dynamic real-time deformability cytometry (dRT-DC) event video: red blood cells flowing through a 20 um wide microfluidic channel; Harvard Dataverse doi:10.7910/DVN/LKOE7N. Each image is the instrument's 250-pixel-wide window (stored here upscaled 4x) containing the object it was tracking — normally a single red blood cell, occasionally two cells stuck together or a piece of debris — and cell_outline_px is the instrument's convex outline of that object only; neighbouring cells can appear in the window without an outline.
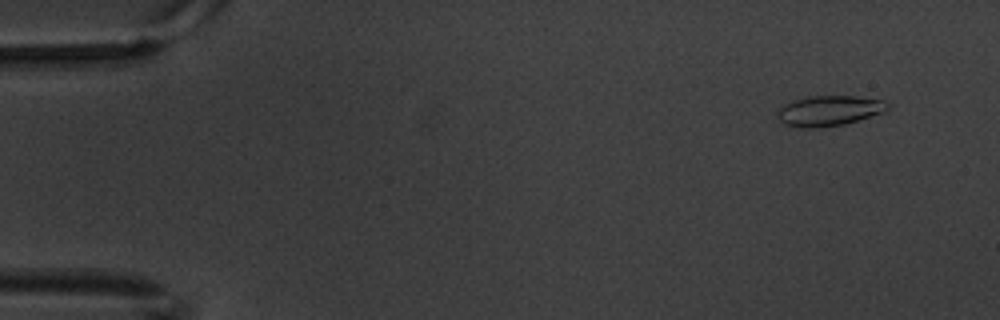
{"species": "common noctule bat (a hibernating species)", "species_latin": "Nyctalus noctula", "temperature_condition": "warm", "stored_images_in_passage": 6, "camera_frame_rate_fps": 3000, "um_per_image_px": 0.085, "animal": {"sex": "male", "body_mass_g": 20.1, "forearm_length_mm": 53.5}, "frame": {"image": 1, "passage_image": 2, "time_ms": 0.333, "image_size_px": [1000, 320], "cell_outline_px": [[888, 108], [884, 112], [844, 124], [820, 128], [796, 128], [784, 124], [780, 120], [776, 108], [784, 104], [796, 100], [812, 96], [856, 96], [884, 100], [888, 104]], "centroid_in_image_um": [70.45, 9.42], "position_along_channel_um": 14.6, "area_um2": 19.48}}